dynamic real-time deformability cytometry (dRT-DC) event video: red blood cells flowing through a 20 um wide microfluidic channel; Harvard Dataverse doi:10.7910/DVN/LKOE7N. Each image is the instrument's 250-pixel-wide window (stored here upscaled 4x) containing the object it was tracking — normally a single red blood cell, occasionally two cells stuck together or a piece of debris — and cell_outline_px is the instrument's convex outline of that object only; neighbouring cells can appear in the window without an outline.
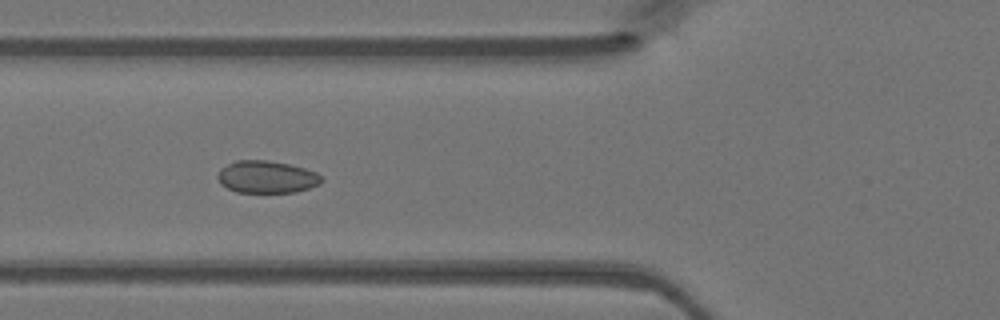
{"species": "Egyptian fruit bat (a non-hibernating species)", "species_latin": "Rousettus aegyptiacus", "temperature_condition": "warm", "stored_images_in_passage": 48, "segment_of_instrument_passage": [1, 2], "camera_frame_rate_fps": 3000, "um_per_image_px": 0.085, "animal": {"sex": "female"}, "frame": {"image": 1, "passage_image": 17, "time_ms": 5.333, "image_size_px": [1000, 320], "cell_outline_px": [[324, 180], [320, 184], [296, 192], [236, 192], [220, 184], [216, 176], [220, 168], [236, 160], [268, 160], [288, 164], [304, 168], [316, 172]], "centroid_in_image_um": [22.65, 15.04], "position_along_channel_um": 103.2, "area_um2": 19.59}}
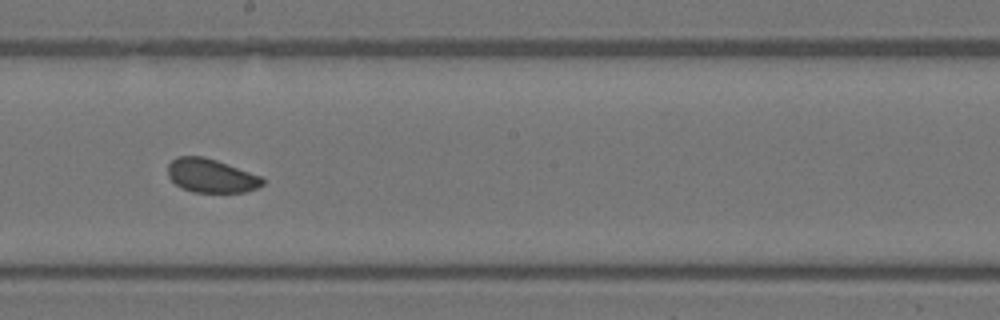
{"frame": {"image": 2, "passage_image": 26, "time_ms": 8.333, "image_size_px": [1000, 320], "cell_outline_px": [[264, 184], [256, 188], [244, 192], [192, 192], [180, 188], [168, 176], [168, 164], [176, 156], [204, 156], [216, 160], [260, 176], [264, 180]], "centroid_in_image_um": [17.9, 14.93], "position_along_channel_um": 230.3, "area_um2": 18.55}}
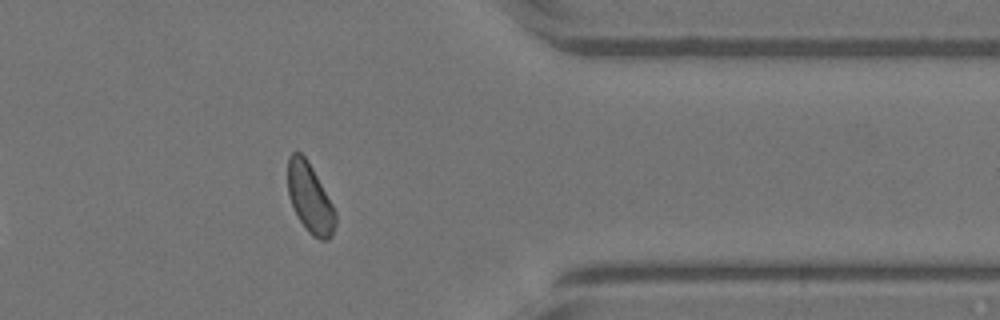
{"frame": {"image": 3, "passage_image": 38, "time_ms": 12.333, "image_size_px": [1000, 320], "cell_outline_px": [[336, 224], [332, 236], [328, 240], [320, 240], [312, 236], [308, 232], [300, 220], [288, 196], [288, 156], [292, 152], [300, 152], [304, 156], [312, 168], [332, 204], [336, 212]], "centroid_in_image_um": [26.35, 16.87], "position_along_channel_um": 385.1, "area_um2": 19.07}}